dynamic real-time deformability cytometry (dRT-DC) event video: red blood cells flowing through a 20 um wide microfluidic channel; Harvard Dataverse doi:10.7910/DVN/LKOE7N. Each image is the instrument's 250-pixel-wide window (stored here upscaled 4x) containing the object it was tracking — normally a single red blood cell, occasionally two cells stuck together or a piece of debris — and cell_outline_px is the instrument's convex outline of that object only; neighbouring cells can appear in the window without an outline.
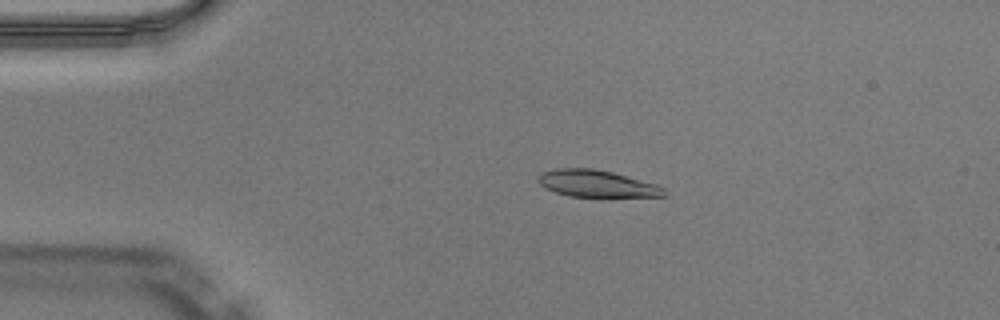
{"species": "Egyptian fruit bat (a non-hibernating species)", "species_latin": "Rousettus aegyptiacus", "temperature_condition": "warm", "stored_images_in_passage": 49, "camera_frame_rate_fps": 3000, "um_per_image_px": 0.085, "animal": {"sex": "male"}, "frame": {"image": 1, "passage_image": 10, "time_ms": 3.0, "image_size_px": [1000, 320], "cell_outline_px": [[664, 196], [608, 200], [600, 200], [568, 196], [544, 188], [536, 180], [536, 176], [540, 172], [556, 168], [592, 168], [612, 172], [656, 184], [664, 188]], "centroid_in_image_um": [50.72, 15.67], "position_along_channel_um": 34.3, "area_um2": 21.1}}
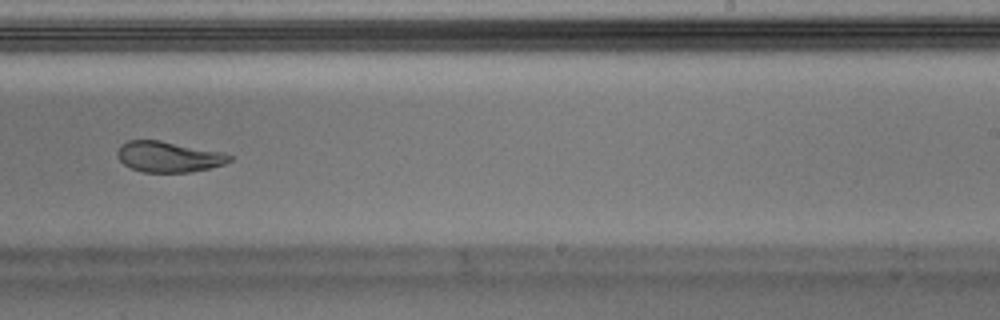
{"frame": {"image": 2, "passage_image": 31, "time_ms": 10.0, "image_size_px": [1000, 320], "cell_outline_px": [[232, 160], [224, 164], [192, 172], [144, 172], [132, 168], [124, 164], [116, 156], [116, 152], [120, 144], [128, 140], [160, 140], [224, 152], [232, 156]], "centroid_in_image_um": [14.32, 13.31], "position_along_channel_um": 274.7, "area_um2": 20.17}}
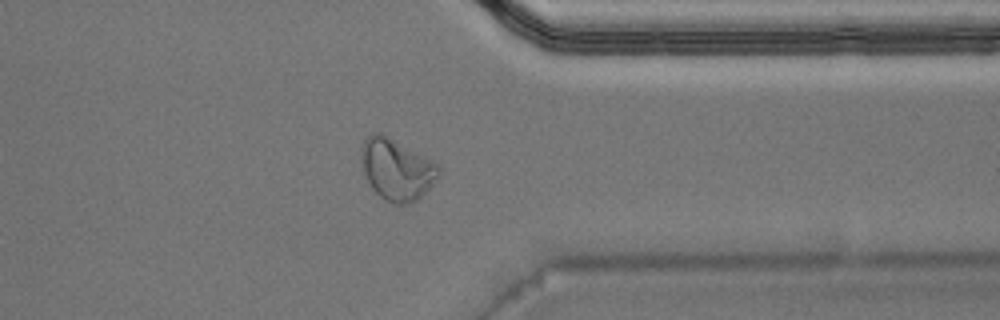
{"frame": {"image": 3, "passage_image": 39, "time_ms": 12.667, "image_size_px": [1000, 320], "cell_outline_px": [[440, 176], [416, 200], [404, 204], [396, 204], [384, 200], [372, 188], [364, 172], [360, 160], [360, 152], [364, 140], [372, 132], [380, 132], [388, 136], [432, 160], [440, 168]], "centroid_in_image_um": [33.69, 14.38], "position_along_channel_um": 377.7, "area_um2": 27.46}, "authors_computed_cell_mechanics": {"area_um2": 20.6924, "velocity_mm_per_s": 4.0402, "shape_relaxation_time_tau1_ms": null, "shape_relaxation_time_tau2_ms": 2.2872, "deformation_change_tau1": null, "deformation_change_tau2": 0.0819}}